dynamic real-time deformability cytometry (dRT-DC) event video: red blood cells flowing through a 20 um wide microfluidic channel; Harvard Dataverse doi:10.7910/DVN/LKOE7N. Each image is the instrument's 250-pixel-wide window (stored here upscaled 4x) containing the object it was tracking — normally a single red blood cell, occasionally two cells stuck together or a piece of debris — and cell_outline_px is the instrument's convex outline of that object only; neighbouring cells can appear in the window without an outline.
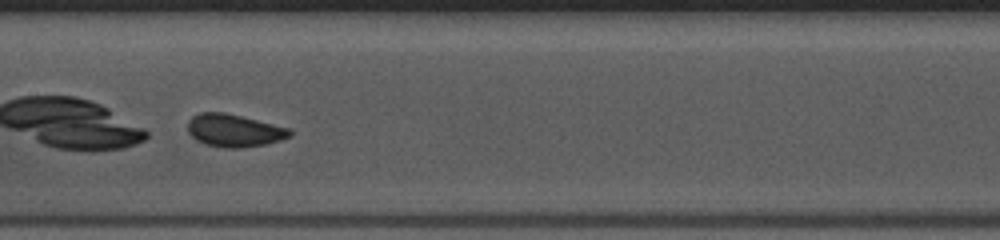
{"species": "common noctule bat (a hibernating species)", "species_latin": "Nyctalus noctula", "temperature_condition": "warm", "stored_images_in_passage": 33, "camera_frame_rate_fps": 3000, "um_per_image_px": 0.085, "animal": {"sex": "female", "body_mass_g": 10.0, "forearm_length_mm": 53.1}, "frame": {"image": 1, "passage_image": 10, "time_ms": 3.0, "image_size_px": [1000, 240], "cell_outline_px": [[292, 136], [268, 144], [240, 148], [224, 148], [204, 144], [196, 140], [188, 132], [188, 120], [192, 116], [200, 112], [224, 112], [288, 128], [292, 132]], "centroid_in_image_um": [19.87, 11.1], "position_along_channel_um": 187.5, "area_um2": 19.42}, "authors_computed_cell_mechanics": {"area_um2": 18.6694, "velocity_mm_per_s": 4.0427, "shape_relaxation_time_tau1_ms": 1.7926, "shape_relaxation_time_tau2_ms": null, "deformation_change_tau1": 0.0743, "deformation_change_tau2": null}}